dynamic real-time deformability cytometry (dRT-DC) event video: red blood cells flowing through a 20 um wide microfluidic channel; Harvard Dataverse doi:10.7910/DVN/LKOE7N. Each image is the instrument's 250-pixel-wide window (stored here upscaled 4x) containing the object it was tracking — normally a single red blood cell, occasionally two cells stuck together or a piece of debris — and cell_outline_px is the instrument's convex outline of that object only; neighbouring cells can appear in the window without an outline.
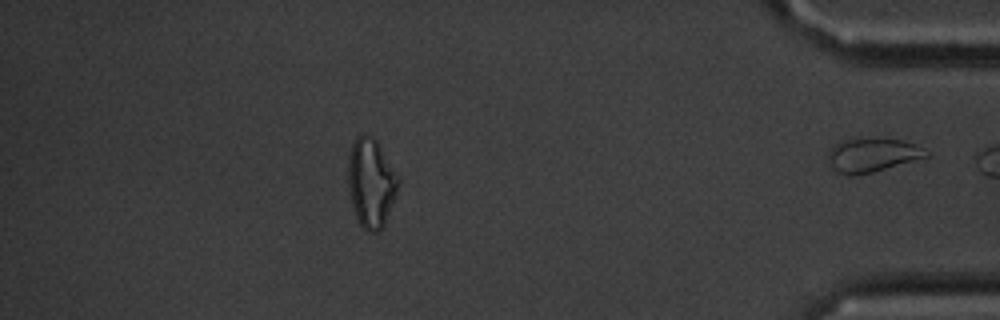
{"species": "common noctule bat (a hibernating species)", "species_latin": "Nyctalus noctula", "temperature_condition": "cold", "stored_images_in_passage": 41, "segment_of_instrument_passage": [2, 2], "camera_frame_rate_fps": 3000, "um_per_image_px": 0.085, "animal": {"sex": "male", "body_mass_g": 20.1, "forearm_length_mm": 53.5}, "frame": {"image": 1, "passage_image": 41, "time_ms": 13.333, "image_size_px": [1000, 320], "cell_outline_px": [[932, 152], [928, 156], [872, 172], [856, 176], [848, 176], [836, 172], [828, 156], [828, 152], [832, 144], [840, 140], [856, 136], [900, 140], [912, 144]], "centroid_in_image_um": [74.08, 13.15], "position_along_channel_um": 361.1, "area_um2": 19.65}}